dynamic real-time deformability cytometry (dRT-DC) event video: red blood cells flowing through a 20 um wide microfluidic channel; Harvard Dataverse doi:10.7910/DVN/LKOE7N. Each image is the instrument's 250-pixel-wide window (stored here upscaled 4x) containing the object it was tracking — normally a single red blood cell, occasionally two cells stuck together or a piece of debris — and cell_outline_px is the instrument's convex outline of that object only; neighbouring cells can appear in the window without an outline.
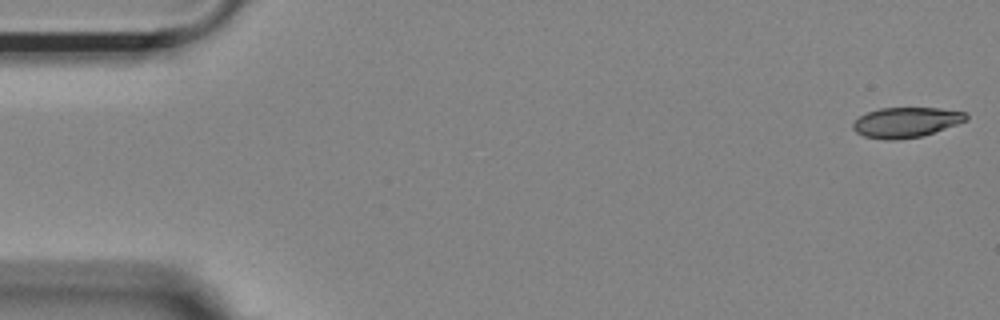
{"species": "Egyptian fruit bat (a non-hibernating species)", "species_latin": "Rousettus aegyptiacus", "temperature_condition": "room temperature", "stored_images_in_passage": 53, "camera_frame_rate_fps": 3000, "um_per_image_px": 0.085, "animal": {"sex": "female"}, "frame": {"image": 1, "passage_image": 1, "time_ms": 0.0, "image_size_px": [1000, 320], "cell_outline_px": [[968, 120], [920, 136], [896, 140], [884, 140], [864, 136], [856, 132], [852, 128], [852, 124], [860, 116], [868, 112], [880, 108], [940, 108], [968, 112]], "centroid_in_image_um": [77.01, 10.39], "position_along_channel_um": 8.0, "area_um2": 19.77}}
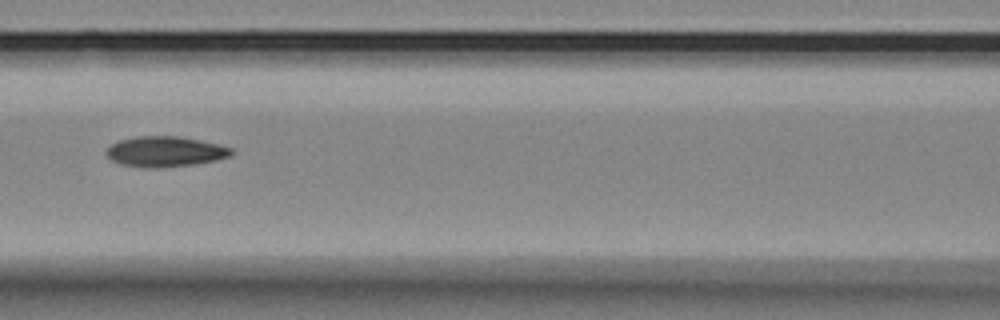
{"frame": {"image": 2, "passage_image": 23, "time_ms": 7.333, "image_size_px": [1000, 320], "cell_outline_px": [[236, 152], [232, 156], [216, 160], [196, 164], [160, 168], [152, 168], [120, 164], [112, 160], [104, 152], [112, 144], [120, 140], [136, 136], [176, 136], [200, 140], [232, 148]], "centroid_in_image_um": [14.07, 12.89], "position_along_channel_um": 152.5, "area_um2": 22.2}}
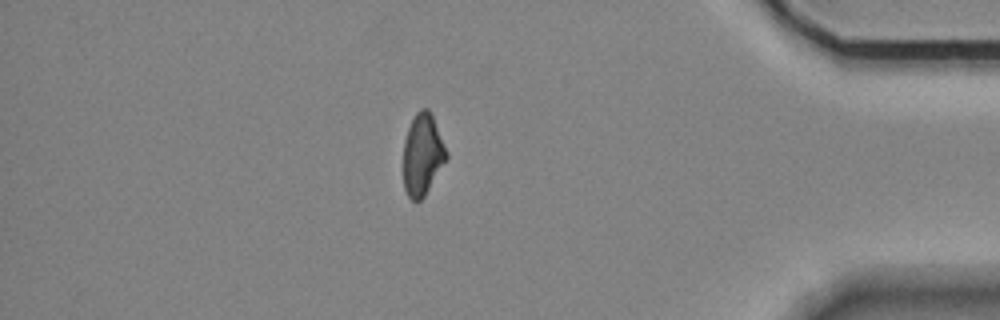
{"frame": {"image": 3, "passage_image": 46, "time_ms": 15.0, "image_size_px": [1000, 320], "cell_outline_px": [[448, 156], [424, 196], [416, 204], [408, 196], [404, 188], [404, 140], [408, 128], [416, 112], [420, 108], [428, 108], [432, 116], [448, 152]], "centroid_in_image_um": [35.9, 13.14], "position_along_channel_um": 399.3, "area_um2": 20.23}, "authors_computed_cell_mechanics": {"area_um2": 21.3282, "velocity_mm_per_s": 3.6937, "shape_relaxation_time_tau1_ms": 6.536, "shape_relaxation_time_tau2_ms": 2.962, "deformation_change_tau1": 0.1583, "deformation_change_tau2": 0.0879}}